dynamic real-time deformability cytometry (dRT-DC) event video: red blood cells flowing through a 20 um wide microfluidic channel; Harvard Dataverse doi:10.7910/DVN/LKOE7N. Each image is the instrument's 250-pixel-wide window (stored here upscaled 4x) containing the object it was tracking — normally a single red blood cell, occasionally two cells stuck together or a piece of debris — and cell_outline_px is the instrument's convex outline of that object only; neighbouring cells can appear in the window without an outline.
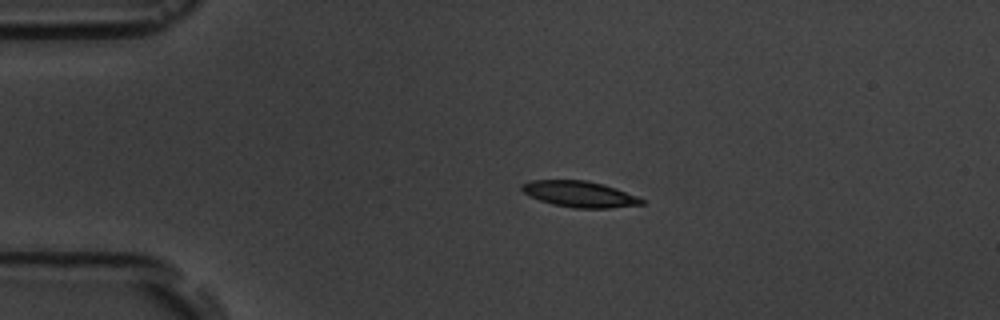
{"species": "common noctule bat (a hibernating species)", "species_latin": "Nyctalus noctula", "temperature_condition": "room temperature", "stored_images_in_passage": 2, "camera_frame_rate_fps": 3000, "um_per_image_px": 0.085, "animal": {"sex": "male", "body_mass_g": 19.5, "forearm_length_mm": 54.6}, "frame": {"image": 1, "passage_image": 1, "time_ms": 0.0, "image_size_px": [1000, 320], "cell_outline_px": [[644, 204], [608, 208], [572, 208], [552, 204], [540, 200], [524, 192], [520, 188], [520, 184], [532, 180], [584, 180], [604, 184], [616, 188], [636, 196], [644, 200]], "centroid_in_image_um": [49.25, 16.49], "position_along_channel_um": 35.7, "area_um2": 18.09}}